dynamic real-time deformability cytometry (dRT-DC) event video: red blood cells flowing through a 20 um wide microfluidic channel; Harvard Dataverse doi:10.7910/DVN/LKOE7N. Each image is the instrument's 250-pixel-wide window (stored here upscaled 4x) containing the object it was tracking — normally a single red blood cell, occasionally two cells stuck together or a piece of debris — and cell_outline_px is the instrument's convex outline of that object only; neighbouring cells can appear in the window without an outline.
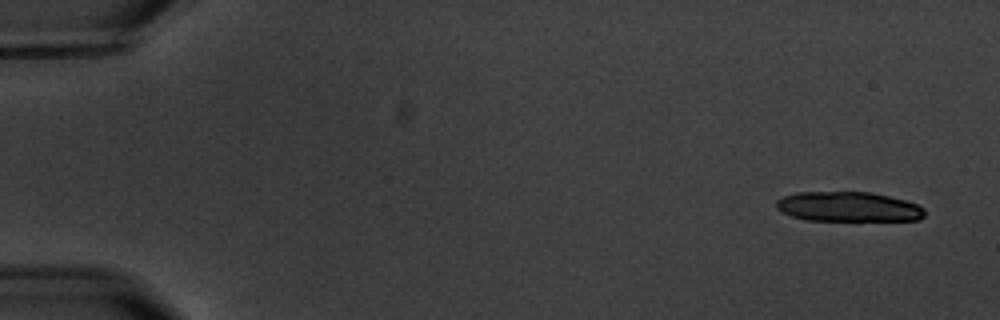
{"species": "common noctule bat (a hibernating species)", "species_latin": "Nyctalus noctula", "temperature_condition": "warm", "stored_images_in_passage": 5, "camera_frame_rate_fps": 3000, "um_per_image_px": 0.085, "animal": {"sex": "male", "body_mass_g": 20.1, "forearm_length_mm": 53.5}, "frame": {"image": 1, "passage_image": 1, "time_ms": 0.0, "image_size_px": [1000, 320], "cell_outline_px": [[924, 216], [916, 220], [808, 220], [792, 216], [776, 208], [776, 200], [784, 196], [796, 192], [872, 192], [904, 200], [916, 204], [924, 208]], "centroid_in_image_um": [72.09, 17.56], "position_along_channel_um": 12.9, "area_um2": 25.55}}